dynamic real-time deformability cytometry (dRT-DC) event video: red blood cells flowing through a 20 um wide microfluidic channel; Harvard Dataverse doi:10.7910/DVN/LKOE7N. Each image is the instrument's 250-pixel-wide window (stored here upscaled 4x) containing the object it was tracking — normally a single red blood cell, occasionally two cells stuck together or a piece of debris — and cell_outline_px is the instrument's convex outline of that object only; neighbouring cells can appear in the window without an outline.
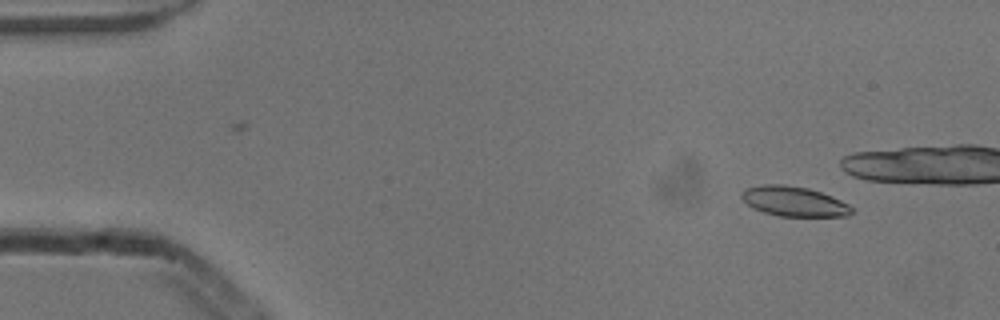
{"species": "common noctule bat (a hibernating species)", "species_latin": "Nyctalus noctula", "temperature_condition": "cold", "stored_images_in_passage": 4, "camera_frame_rate_fps": 3000, "um_per_image_px": 0.085, "animal": {"sex": "male", "body_mass_g": 13.3}, "frame": {"image": 1, "passage_image": 1, "time_ms": 0.0, "image_size_px": [1000, 320], "cell_outline_px": [[852, 212], [848, 216], [780, 216], [764, 212], [752, 208], [740, 196], [740, 192], [748, 188], [764, 184], [784, 184], [808, 188], [832, 196], [848, 204], [852, 208]], "centroid_in_image_um": [67.47, 17.11], "position_along_channel_um": 17.5, "area_um2": 19.07}}